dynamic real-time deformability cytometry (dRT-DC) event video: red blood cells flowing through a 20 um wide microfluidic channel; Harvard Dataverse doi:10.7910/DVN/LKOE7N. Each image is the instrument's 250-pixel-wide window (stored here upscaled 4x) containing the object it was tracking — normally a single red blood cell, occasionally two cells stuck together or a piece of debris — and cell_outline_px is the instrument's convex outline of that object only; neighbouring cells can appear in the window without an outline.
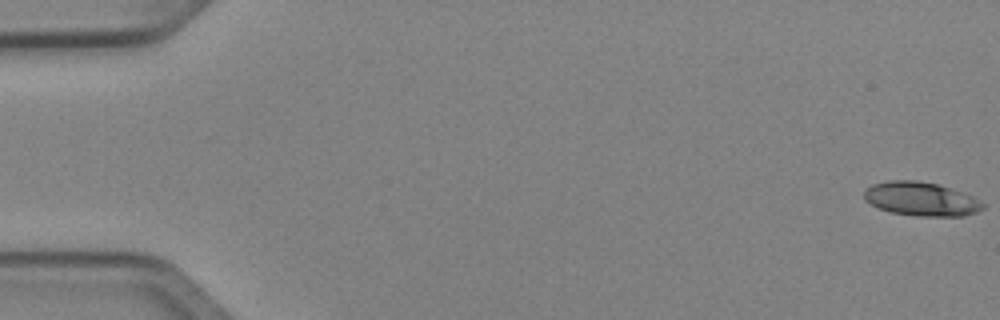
{"species": "Egyptian fruit bat (a non-hibernating species)", "species_latin": "Rousettus aegyptiacus", "temperature_condition": "cold", "stored_images_in_passage": 51, "camera_frame_rate_fps": 3000, "um_per_image_px": 0.085, "animal": {"sex": "female"}, "frame": {"image": 1, "passage_image": 1, "time_ms": 0.0, "image_size_px": [1000, 320], "cell_outline_px": [[984, 208], [976, 212], [964, 216], [916, 216], [892, 212], [880, 208], [864, 200], [864, 188], [872, 184], [888, 180], [916, 180], [936, 184], [972, 196], [984, 204]], "centroid_in_image_um": [78.25, 16.91], "position_along_channel_um": 6.7, "area_um2": 23.24}}
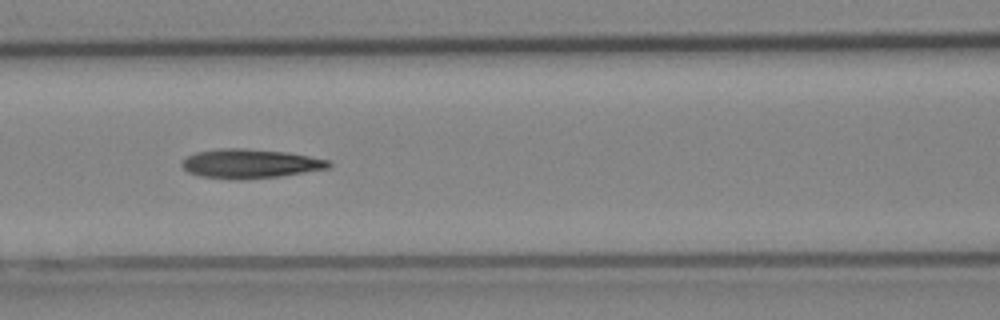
{"frame": {"image": 2, "passage_image": 23, "time_ms": 7.333, "image_size_px": [1000, 320], "cell_outline_px": [[332, 164], [328, 168], [280, 176], [240, 180], [236, 180], [200, 176], [188, 172], [180, 164], [188, 156], [196, 152], [220, 148], [244, 148], [288, 152], [328, 160]], "centroid_in_image_um": [21.24, 13.91], "position_along_channel_um": 145.4, "area_um2": 24.91}}
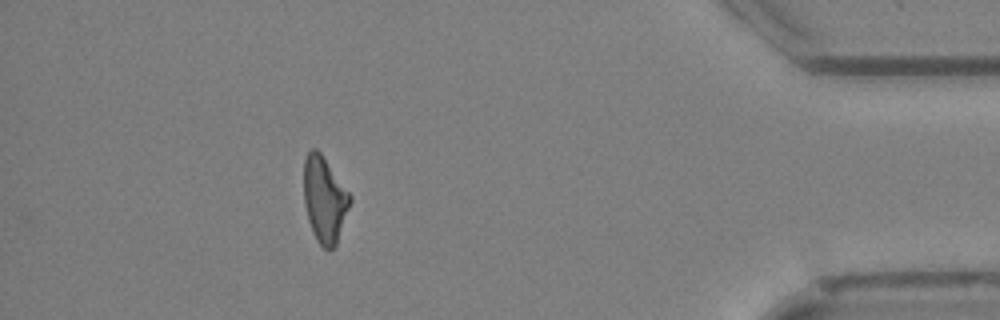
{"frame": {"image": 3, "passage_image": 46, "time_ms": 15.0, "image_size_px": [1000, 320], "cell_outline_px": [[352, 200], [336, 244], [332, 248], [324, 248], [316, 240], [312, 232], [308, 220], [304, 204], [304, 160], [308, 152], [312, 148], [316, 148], [320, 152], [352, 196]], "centroid_in_image_um": [27.58, 16.95], "position_along_channel_um": 407.6, "area_um2": 23.0}, "authors_computed_cell_mechanics": {"area_um2": 23.5246, "velocity_mm_per_s": 4.0614, "shape_relaxation_time_tau1_ms": null, "shape_relaxation_time_tau2_ms": 6.2595, "deformation_change_tau1": null, "deformation_change_tau2": 0.1957}}